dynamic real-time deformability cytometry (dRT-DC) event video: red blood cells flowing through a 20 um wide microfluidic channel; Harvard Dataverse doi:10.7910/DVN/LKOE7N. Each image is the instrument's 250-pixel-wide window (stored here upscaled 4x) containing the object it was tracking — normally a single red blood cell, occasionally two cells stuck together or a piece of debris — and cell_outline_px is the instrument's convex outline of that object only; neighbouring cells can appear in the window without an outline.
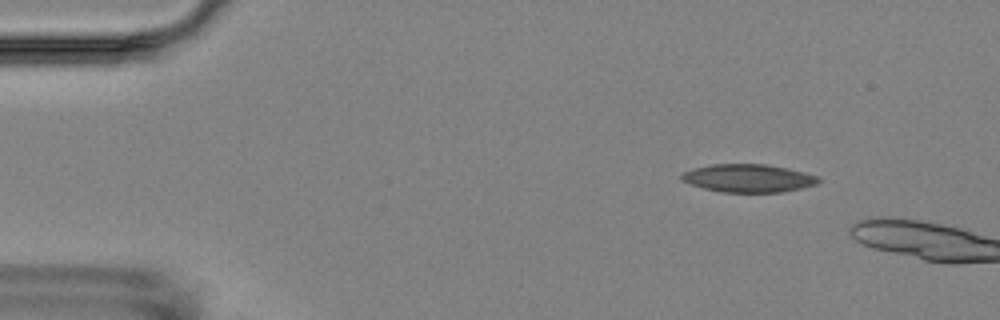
{"species": "Egyptian fruit bat (a non-hibernating species)", "species_latin": "Rousettus aegyptiacus", "temperature_condition": "room temperature", "stored_images_in_passage": 2, "camera_frame_rate_fps": 3000, "um_per_image_px": 0.085, "animal": {"sex": "female"}, "frame": {"image": 1, "passage_image": 1, "time_ms": 0.0, "image_size_px": [1000, 320], "cell_outline_px": [[820, 180], [816, 184], [800, 188], [780, 192], [720, 192], [704, 188], [680, 180], [680, 176], [684, 172], [696, 168], [712, 164], [764, 164], [788, 168], [820, 176]], "centroid_in_image_um": [63.62, 15.14], "position_along_channel_um": 21.4, "area_um2": 22.2}}